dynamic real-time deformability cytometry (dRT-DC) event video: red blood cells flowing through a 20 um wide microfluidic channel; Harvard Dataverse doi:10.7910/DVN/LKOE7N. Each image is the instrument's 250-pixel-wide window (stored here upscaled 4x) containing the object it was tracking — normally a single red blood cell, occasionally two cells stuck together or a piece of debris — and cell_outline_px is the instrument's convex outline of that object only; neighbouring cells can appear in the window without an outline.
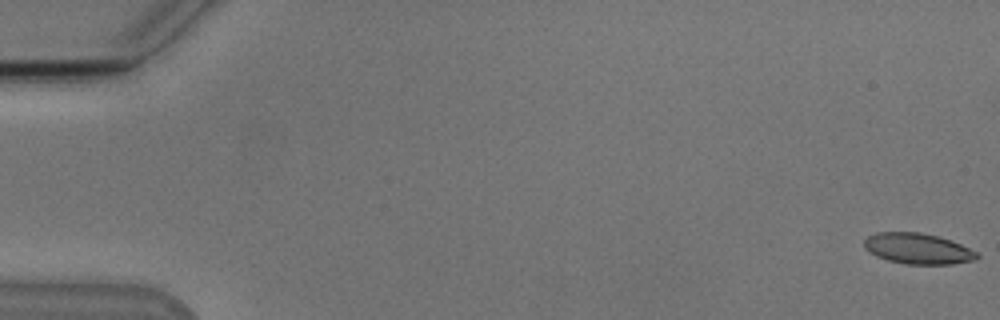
{"species": "Egyptian fruit bat (a non-hibernating species)", "species_latin": "Rousettus aegyptiacus", "temperature_condition": "cold", "stored_images_in_passage": 54, "camera_frame_rate_fps": 3000, "um_per_image_px": 0.085, "animal": {"sex": "male"}, "frame": {"image": 1, "passage_image": 1, "time_ms": 0.0, "image_size_px": [1000, 320], "cell_outline_px": [[980, 256], [976, 260], [952, 264], [904, 264], [888, 260], [876, 256], [868, 252], [864, 248], [864, 240], [868, 236], [876, 232], [920, 232], [936, 236], [960, 244], [976, 252]], "centroid_in_image_um": [77.98, 21.14], "position_along_channel_um": 7.0, "area_um2": 20.17}}
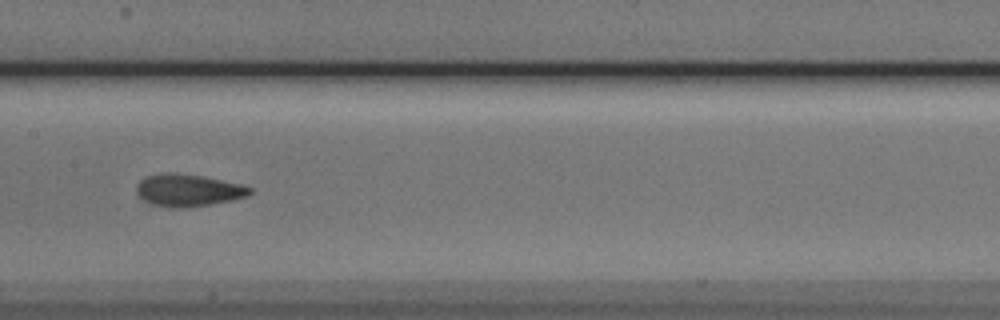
{"frame": {"image": 2, "passage_image": 28, "time_ms": 9.0, "image_size_px": [1000, 320], "cell_outline_px": [[252, 192], [248, 196], [232, 200], [208, 204], [180, 208], [172, 208], [152, 204], [144, 200], [136, 192], [136, 184], [144, 176], [164, 172], [176, 172], [204, 176], [240, 184], [252, 188]], "centroid_in_image_um": [15.96, 16.15], "position_along_channel_um": 191.4, "area_um2": 21.39}}
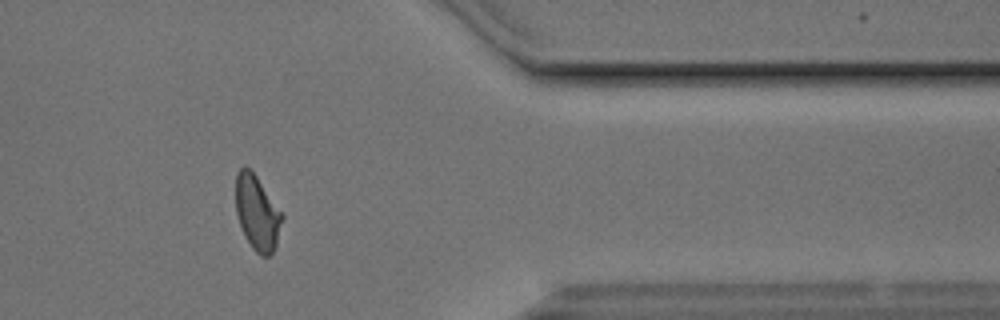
{"frame": {"image": 3, "passage_image": 45, "time_ms": 14.667, "image_size_px": [1000, 320], "cell_outline_px": [[284, 216], [276, 244], [272, 252], [268, 256], [260, 256], [252, 248], [240, 224], [236, 212], [236, 172], [244, 164], [256, 176], [284, 212]], "centroid_in_image_um": [21.88, 18.06], "position_along_channel_um": 389.5, "area_um2": 20.23}, "authors_computed_cell_mechanics": {"area_um2": 20.6057, "velocity_mm_per_s": 3.8249, "shape_relaxation_time_tau1_ms": 6.2757, "shape_relaxation_time_tau2_ms": 1.572, "deformation_change_tau1": 0.1816, "deformation_change_tau2": 0.0765}}